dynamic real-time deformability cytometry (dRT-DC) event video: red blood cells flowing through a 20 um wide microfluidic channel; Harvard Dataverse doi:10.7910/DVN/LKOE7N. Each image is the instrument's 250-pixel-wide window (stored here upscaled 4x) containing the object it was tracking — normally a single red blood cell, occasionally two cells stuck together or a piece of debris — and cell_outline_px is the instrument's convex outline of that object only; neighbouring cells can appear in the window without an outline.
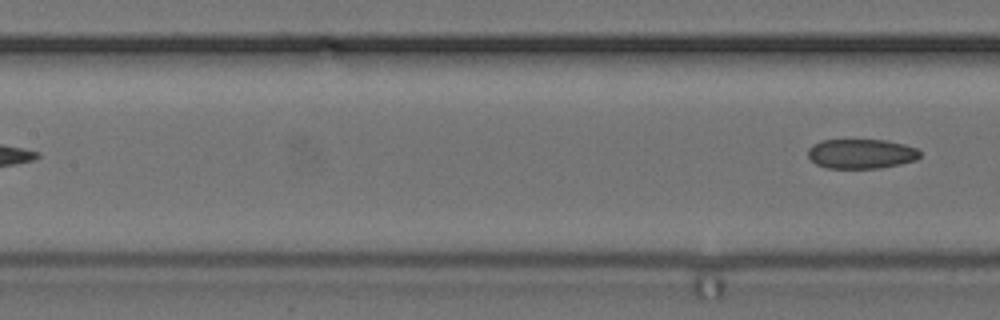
{"species": "common noctule bat (a hibernating species)", "species_latin": "Nyctalus noctula", "temperature_condition": "cold", "stored_images_in_passage": 7, "segment_of_instrument_passage": [2, 2], "camera_frame_rate_fps": 3000, "um_per_image_px": 0.085, "animal": {"sex": "female", "body_mass_g": 24.6, "forearm_length_mm": 56.2}, "frame": {"image": 1, "passage_image": 7, "time_ms": 7.333, "image_size_px": [1000, 320], "cell_outline_px": [[920, 156], [916, 160], [900, 164], [880, 168], [824, 168], [816, 164], [808, 156], [808, 148], [812, 144], [820, 140], [884, 140], [904, 144], [916, 148], [920, 152]], "centroid_in_image_um": [73.18, 13.07], "position_along_channel_um": 134.2, "area_um2": 19.42}}